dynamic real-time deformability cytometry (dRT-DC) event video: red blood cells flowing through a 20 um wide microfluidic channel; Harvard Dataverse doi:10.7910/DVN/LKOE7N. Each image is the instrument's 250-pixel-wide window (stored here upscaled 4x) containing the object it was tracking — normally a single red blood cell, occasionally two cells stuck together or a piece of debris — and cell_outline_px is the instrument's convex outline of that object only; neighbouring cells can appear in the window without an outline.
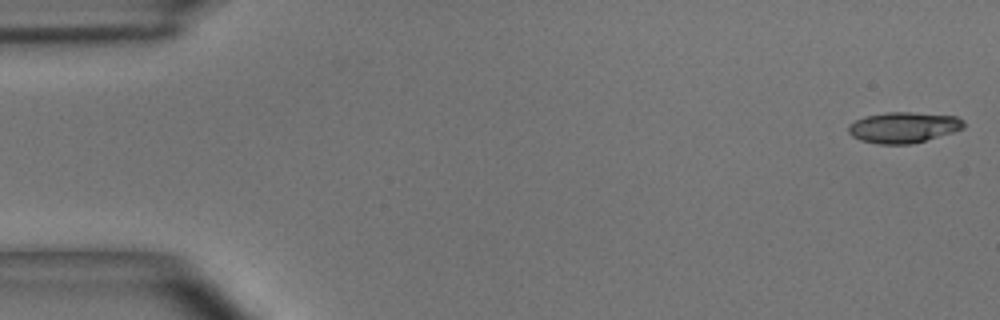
{"species": "common noctule bat (a hibernating species)", "species_latin": "Nyctalus noctula", "temperature_condition": "room temperature", "stored_images_in_passage": 54, "camera_frame_rate_fps": 3000, "um_per_image_px": 0.085, "animal": {"sex": "male", "body_mass_g": 15.6}, "frame": {"image": 1, "passage_image": 1, "time_ms": 0.0, "image_size_px": [1000, 320], "cell_outline_px": [[964, 128], [952, 132], [912, 144], [880, 144], [860, 140], [852, 136], [848, 132], [848, 124], [864, 116], [888, 112], [912, 112], [956, 116], [964, 120]], "centroid_in_image_um": [76.78, 10.82], "position_along_channel_um": 8.2, "area_um2": 20.69}}
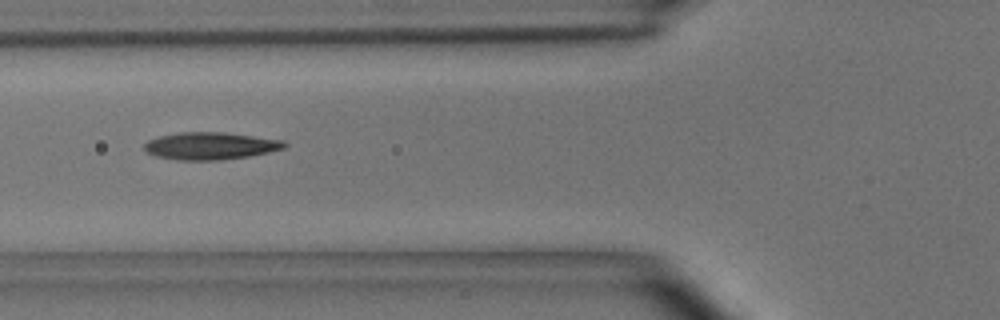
{"frame": {"image": 2, "passage_image": 20, "time_ms": 6.333, "image_size_px": [1000, 320], "cell_outline_px": [[288, 144], [284, 148], [268, 152], [248, 156], [220, 160], [176, 160], [156, 156], [144, 152], [144, 144], [148, 140], [160, 136], [180, 132], [224, 132], [284, 140]], "centroid_in_image_um": [17.86, 12.4], "position_along_channel_um": 107.9, "area_um2": 22.37}}
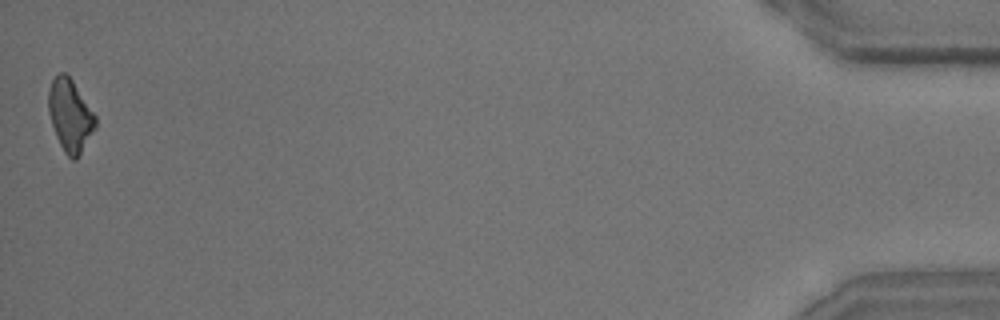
{"frame": {"image": 3, "passage_image": 54, "time_ms": 17.667, "image_size_px": [1000, 320], "cell_outline_px": [[96, 128], [76, 160], [72, 160], [64, 152], [56, 136], [48, 112], [48, 88], [52, 80], [60, 72], [64, 72], [72, 80], [96, 116]], "centroid_in_image_um": [5.95, 9.82], "position_along_channel_um": 429.2, "area_um2": 19.65}, "authors_computed_cell_mechanics": {"area_um2": 20.9236, "velocity_mm_per_s": 3.6488, "shape_relaxation_time_tau1_ms": 5.2493, "shape_relaxation_time_tau2_ms": 3.033, "deformation_change_tau1": 0.1752, "deformation_change_tau2": 0.1417}}